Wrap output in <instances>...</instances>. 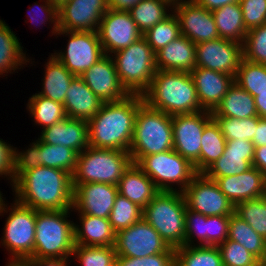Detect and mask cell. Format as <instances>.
<instances>
[{"label": "cell", "instance_id": "obj_50", "mask_svg": "<svg viewBox=\"0 0 266 266\" xmlns=\"http://www.w3.org/2000/svg\"><path fill=\"white\" fill-rule=\"evenodd\" d=\"M247 30L266 24V0H240Z\"/></svg>", "mask_w": 266, "mask_h": 266}, {"label": "cell", "instance_id": "obj_53", "mask_svg": "<svg viewBox=\"0 0 266 266\" xmlns=\"http://www.w3.org/2000/svg\"><path fill=\"white\" fill-rule=\"evenodd\" d=\"M0 139V176H8L13 184L14 147Z\"/></svg>", "mask_w": 266, "mask_h": 266}, {"label": "cell", "instance_id": "obj_18", "mask_svg": "<svg viewBox=\"0 0 266 266\" xmlns=\"http://www.w3.org/2000/svg\"><path fill=\"white\" fill-rule=\"evenodd\" d=\"M180 25L181 35L197 44L219 38L212 11L193 0H182L172 7Z\"/></svg>", "mask_w": 266, "mask_h": 266}, {"label": "cell", "instance_id": "obj_25", "mask_svg": "<svg viewBox=\"0 0 266 266\" xmlns=\"http://www.w3.org/2000/svg\"><path fill=\"white\" fill-rule=\"evenodd\" d=\"M157 70L190 73L196 67V44L179 36L155 53Z\"/></svg>", "mask_w": 266, "mask_h": 266}, {"label": "cell", "instance_id": "obj_9", "mask_svg": "<svg viewBox=\"0 0 266 266\" xmlns=\"http://www.w3.org/2000/svg\"><path fill=\"white\" fill-rule=\"evenodd\" d=\"M159 191L182 192L198 174L194 165L174 149L143 156L136 163ZM172 184L180 187L175 189Z\"/></svg>", "mask_w": 266, "mask_h": 266}, {"label": "cell", "instance_id": "obj_2", "mask_svg": "<svg viewBox=\"0 0 266 266\" xmlns=\"http://www.w3.org/2000/svg\"><path fill=\"white\" fill-rule=\"evenodd\" d=\"M143 103L140 94H130L120 101L103 103L88 122L90 146L129 152L136 113Z\"/></svg>", "mask_w": 266, "mask_h": 266}, {"label": "cell", "instance_id": "obj_42", "mask_svg": "<svg viewBox=\"0 0 266 266\" xmlns=\"http://www.w3.org/2000/svg\"><path fill=\"white\" fill-rule=\"evenodd\" d=\"M142 214V208L118 193L110 212L109 222L113 231L117 233L141 220Z\"/></svg>", "mask_w": 266, "mask_h": 266}, {"label": "cell", "instance_id": "obj_23", "mask_svg": "<svg viewBox=\"0 0 266 266\" xmlns=\"http://www.w3.org/2000/svg\"><path fill=\"white\" fill-rule=\"evenodd\" d=\"M190 74L195 84L199 104L203 110L209 112L216 109L234 82L232 75L202 67H195Z\"/></svg>", "mask_w": 266, "mask_h": 266}, {"label": "cell", "instance_id": "obj_12", "mask_svg": "<svg viewBox=\"0 0 266 266\" xmlns=\"http://www.w3.org/2000/svg\"><path fill=\"white\" fill-rule=\"evenodd\" d=\"M212 119V112L206 110L172 116L173 149L189 160L197 173H200L202 133Z\"/></svg>", "mask_w": 266, "mask_h": 266}, {"label": "cell", "instance_id": "obj_40", "mask_svg": "<svg viewBox=\"0 0 266 266\" xmlns=\"http://www.w3.org/2000/svg\"><path fill=\"white\" fill-rule=\"evenodd\" d=\"M172 13L143 34L154 53L181 36L179 20L174 12Z\"/></svg>", "mask_w": 266, "mask_h": 266}, {"label": "cell", "instance_id": "obj_60", "mask_svg": "<svg viewBox=\"0 0 266 266\" xmlns=\"http://www.w3.org/2000/svg\"><path fill=\"white\" fill-rule=\"evenodd\" d=\"M6 266H32L28 259H10Z\"/></svg>", "mask_w": 266, "mask_h": 266}, {"label": "cell", "instance_id": "obj_58", "mask_svg": "<svg viewBox=\"0 0 266 266\" xmlns=\"http://www.w3.org/2000/svg\"><path fill=\"white\" fill-rule=\"evenodd\" d=\"M32 266H67L68 261L59 259H34L28 258Z\"/></svg>", "mask_w": 266, "mask_h": 266}, {"label": "cell", "instance_id": "obj_35", "mask_svg": "<svg viewBox=\"0 0 266 266\" xmlns=\"http://www.w3.org/2000/svg\"><path fill=\"white\" fill-rule=\"evenodd\" d=\"M226 139L213 118L204 128L201 138L200 173L218 160L224 152Z\"/></svg>", "mask_w": 266, "mask_h": 266}, {"label": "cell", "instance_id": "obj_6", "mask_svg": "<svg viewBox=\"0 0 266 266\" xmlns=\"http://www.w3.org/2000/svg\"><path fill=\"white\" fill-rule=\"evenodd\" d=\"M186 203L180 191H159L143 209L142 218L147 221L169 244L184 246Z\"/></svg>", "mask_w": 266, "mask_h": 266}, {"label": "cell", "instance_id": "obj_39", "mask_svg": "<svg viewBox=\"0 0 266 266\" xmlns=\"http://www.w3.org/2000/svg\"><path fill=\"white\" fill-rule=\"evenodd\" d=\"M234 81L253 97L266 91V65L242 58Z\"/></svg>", "mask_w": 266, "mask_h": 266}, {"label": "cell", "instance_id": "obj_8", "mask_svg": "<svg viewBox=\"0 0 266 266\" xmlns=\"http://www.w3.org/2000/svg\"><path fill=\"white\" fill-rule=\"evenodd\" d=\"M113 58L121 84L130 94L142 95L157 71L155 53L144 37L125 49L114 52Z\"/></svg>", "mask_w": 266, "mask_h": 266}, {"label": "cell", "instance_id": "obj_49", "mask_svg": "<svg viewBox=\"0 0 266 266\" xmlns=\"http://www.w3.org/2000/svg\"><path fill=\"white\" fill-rule=\"evenodd\" d=\"M30 147L31 148H28L23 152H19L17 148L14 149L13 182L23 172L41 166L39 159L40 146L38 145V140L33 142Z\"/></svg>", "mask_w": 266, "mask_h": 266}, {"label": "cell", "instance_id": "obj_10", "mask_svg": "<svg viewBox=\"0 0 266 266\" xmlns=\"http://www.w3.org/2000/svg\"><path fill=\"white\" fill-rule=\"evenodd\" d=\"M8 211L1 243L11 259H28L34 250L36 210L15 200Z\"/></svg>", "mask_w": 266, "mask_h": 266}, {"label": "cell", "instance_id": "obj_63", "mask_svg": "<svg viewBox=\"0 0 266 266\" xmlns=\"http://www.w3.org/2000/svg\"><path fill=\"white\" fill-rule=\"evenodd\" d=\"M168 1L174 5V4L180 3L182 0H168Z\"/></svg>", "mask_w": 266, "mask_h": 266}, {"label": "cell", "instance_id": "obj_55", "mask_svg": "<svg viewBox=\"0 0 266 266\" xmlns=\"http://www.w3.org/2000/svg\"><path fill=\"white\" fill-rule=\"evenodd\" d=\"M252 166L261 171L266 178V146L255 147Z\"/></svg>", "mask_w": 266, "mask_h": 266}, {"label": "cell", "instance_id": "obj_3", "mask_svg": "<svg viewBox=\"0 0 266 266\" xmlns=\"http://www.w3.org/2000/svg\"><path fill=\"white\" fill-rule=\"evenodd\" d=\"M142 96L149 107L170 116L203 111L188 72L157 70Z\"/></svg>", "mask_w": 266, "mask_h": 266}, {"label": "cell", "instance_id": "obj_54", "mask_svg": "<svg viewBox=\"0 0 266 266\" xmlns=\"http://www.w3.org/2000/svg\"><path fill=\"white\" fill-rule=\"evenodd\" d=\"M251 142L255 147L266 146V118L258 116L257 128Z\"/></svg>", "mask_w": 266, "mask_h": 266}, {"label": "cell", "instance_id": "obj_46", "mask_svg": "<svg viewBox=\"0 0 266 266\" xmlns=\"http://www.w3.org/2000/svg\"><path fill=\"white\" fill-rule=\"evenodd\" d=\"M243 58L266 65V24L248 30L243 43Z\"/></svg>", "mask_w": 266, "mask_h": 266}, {"label": "cell", "instance_id": "obj_47", "mask_svg": "<svg viewBox=\"0 0 266 266\" xmlns=\"http://www.w3.org/2000/svg\"><path fill=\"white\" fill-rule=\"evenodd\" d=\"M194 237L198 238L199 246L207 245L206 216L187 209L184 245L191 246L192 242L195 241Z\"/></svg>", "mask_w": 266, "mask_h": 266}, {"label": "cell", "instance_id": "obj_22", "mask_svg": "<svg viewBox=\"0 0 266 266\" xmlns=\"http://www.w3.org/2000/svg\"><path fill=\"white\" fill-rule=\"evenodd\" d=\"M255 146L249 140L226 141L223 155L210 165L203 174L206 177L239 175L252 167Z\"/></svg>", "mask_w": 266, "mask_h": 266}, {"label": "cell", "instance_id": "obj_37", "mask_svg": "<svg viewBox=\"0 0 266 266\" xmlns=\"http://www.w3.org/2000/svg\"><path fill=\"white\" fill-rule=\"evenodd\" d=\"M27 108L36 124L45 129L67 117L64 105L37 93L28 100Z\"/></svg>", "mask_w": 266, "mask_h": 266}, {"label": "cell", "instance_id": "obj_52", "mask_svg": "<svg viewBox=\"0 0 266 266\" xmlns=\"http://www.w3.org/2000/svg\"><path fill=\"white\" fill-rule=\"evenodd\" d=\"M44 1V3H45V5L43 4V6H42V4L41 5H38V4H36L35 3V5H34V8L36 9V7H37V11H38V13H40L41 15H42V13H43V17H44V19H39V22L41 23V24H45V22L46 21H50V22H52L53 23V29H52V34H54V35H56L57 34V31L59 30V26H58V8L55 6V5H53V4H51V3H48L47 1H45V0H43ZM36 6V7H35ZM40 6V7H39ZM34 8L32 7V11H36V10H34ZM31 11V10H30ZM31 11V12H32ZM37 13V12H36ZM45 13V14H44ZM40 14H32V16H30L31 14H29V17H30V21L31 22H33V23H36V21H38V20H36V18H37V16L38 15H40ZM35 15H37V16H35ZM40 15V16H41ZM35 17V18H34ZM38 24V23H37Z\"/></svg>", "mask_w": 266, "mask_h": 266}, {"label": "cell", "instance_id": "obj_48", "mask_svg": "<svg viewBox=\"0 0 266 266\" xmlns=\"http://www.w3.org/2000/svg\"><path fill=\"white\" fill-rule=\"evenodd\" d=\"M175 261V248L145 257L117 256L115 266H171Z\"/></svg>", "mask_w": 266, "mask_h": 266}, {"label": "cell", "instance_id": "obj_34", "mask_svg": "<svg viewBox=\"0 0 266 266\" xmlns=\"http://www.w3.org/2000/svg\"><path fill=\"white\" fill-rule=\"evenodd\" d=\"M171 6L174 5L168 0H141L129 12L139 30L144 34L171 15L167 12V10L173 9Z\"/></svg>", "mask_w": 266, "mask_h": 266}, {"label": "cell", "instance_id": "obj_32", "mask_svg": "<svg viewBox=\"0 0 266 266\" xmlns=\"http://www.w3.org/2000/svg\"><path fill=\"white\" fill-rule=\"evenodd\" d=\"M16 34L11 31L5 21L0 20V75L14 73L20 66L30 62Z\"/></svg>", "mask_w": 266, "mask_h": 266}, {"label": "cell", "instance_id": "obj_31", "mask_svg": "<svg viewBox=\"0 0 266 266\" xmlns=\"http://www.w3.org/2000/svg\"><path fill=\"white\" fill-rule=\"evenodd\" d=\"M43 91L37 93L45 98L64 104L68 87L75 77L64 65L52 54L45 64Z\"/></svg>", "mask_w": 266, "mask_h": 266}, {"label": "cell", "instance_id": "obj_61", "mask_svg": "<svg viewBox=\"0 0 266 266\" xmlns=\"http://www.w3.org/2000/svg\"><path fill=\"white\" fill-rule=\"evenodd\" d=\"M3 197H2V194H1V192H0V215L2 214V213H8V211L6 210L7 208V206L5 205V201H4V199H2Z\"/></svg>", "mask_w": 266, "mask_h": 266}, {"label": "cell", "instance_id": "obj_20", "mask_svg": "<svg viewBox=\"0 0 266 266\" xmlns=\"http://www.w3.org/2000/svg\"><path fill=\"white\" fill-rule=\"evenodd\" d=\"M73 210L76 213L109 219L118 195L117 185L106 183L76 184L73 187Z\"/></svg>", "mask_w": 266, "mask_h": 266}, {"label": "cell", "instance_id": "obj_24", "mask_svg": "<svg viewBox=\"0 0 266 266\" xmlns=\"http://www.w3.org/2000/svg\"><path fill=\"white\" fill-rule=\"evenodd\" d=\"M39 139L46 144L68 147L79 154L90 146L88 122L66 117L43 129Z\"/></svg>", "mask_w": 266, "mask_h": 266}, {"label": "cell", "instance_id": "obj_28", "mask_svg": "<svg viewBox=\"0 0 266 266\" xmlns=\"http://www.w3.org/2000/svg\"><path fill=\"white\" fill-rule=\"evenodd\" d=\"M81 227L74 224V241L82 246H114L116 233L109 219L79 214Z\"/></svg>", "mask_w": 266, "mask_h": 266}, {"label": "cell", "instance_id": "obj_13", "mask_svg": "<svg viewBox=\"0 0 266 266\" xmlns=\"http://www.w3.org/2000/svg\"><path fill=\"white\" fill-rule=\"evenodd\" d=\"M187 209L205 216H230L235 206L221 192L217 183L198 173L182 191Z\"/></svg>", "mask_w": 266, "mask_h": 266}, {"label": "cell", "instance_id": "obj_44", "mask_svg": "<svg viewBox=\"0 0 266 266\" xmlns=\"http://www.w3.org/2000/svg\"><path fill=\"white\" fill-rule=\"evenodd\" d=\"M72 256L76 257L82 266H115L117 254L114 246H82L75 244Z\"/></svg>", "mask_w": 266, "mask_h": 266}, {"label": "cell", "instance_id": "obj_29", "mask_svg": "<svg viewBox=\"0 0 266 266\" xmlns=\"http://www.w3.org/2000/svg\"><path fill=\"white\" fill-rule=\"evenodd\" d=\"M212 115L244 119L258 116V113L254 97L234 81Z\"/></svg>", "mask_w": 266, "mask_h": 266}, {"label": "cell", "instance_id": "obj_45", "mask_svg": "<svg viewBox=\"0 0 266 266\" xmlns=\"http://www.w3.org/2000/svg\"><path fill=\"white\" fill-rule=\"evenodd\" d=\"M217 247L221 253L223 266H263L255 255L236 241L226 239Z\"/></svg>", "mask_w": 266, "mask_h": 266}, {"label": "cell", "instance_id": "obj_51", "mask_svg": "<svg viewBox=\"0 0 266 266\" xmlns=\"http://www.w3.org/2000/svg\"><path fill=\"white\" fill-rule=\"evenodd\" d=\"M230 216H206L207 245L218 246L228 239Z\"/></svg>", "mask_w": 266, "mask_h": 266}, {"label": "cell", "instance_id": "obj_64", "mask_svg": "<svg viewBox=\"0 0 266 266\" xmlns=\"http://www.w3.org/2000/svg\"><path fill=\"white\" fill-rule=\"evenodd\" d=\"M171 266H181L176 260L172 263Z\"/></svg>", "mask_w": 266, "mask_h": 266}, {"label": "cell", "instance_id": "obj_21", "mask_svg": "<svg viewBox=\"0 0 266 266\" xmlns=\"http://www.w3.org/2000/svg\"><path fill=\"white\" fill-rule=\"evenodd\" d=\"M207 178L217 183L221 192L234 206L239 202L266 195V178L254 166L239 175Z\"/></svg>", "mask_w": 266, "mask_h": 266}, {"label": "cell", "instance_id": "obj_65", "mask_svg": "<svg viewBox=\"0 0 266 266\" xmlns=\"http://www.w3.org/2000/svg\"><path fill=\"white\" fill-rule=\"evenodd\" d=\"M262 265H263V266H266V259H265V261L262 263Z\"/></svg>", "mask_w": 266, "mask_h": 266}, {"label": "cell", "instance_id": "obj_14", "mask_svg": "<svg viewBox=\"0 0 266 266\" xmlns=\"http://www.w3.org/2000/svg\"><path fill=\"white\" fill-rule=\"evenodd\" d=\"M117 256L145 257L166 252L170 246L143 218L115 236Z\"/></svg>", "mask_w": 266, "mask_h": 266}, {"label": "cell", "instance_id": "obj_27", "mask_svg": "<svg viewBox=\"0 0 266 266\" xmlns=\"http://www.w3.org/2000/svg\"><path fill=\"white\" fill-rule=\"evenodd\" d=\"M117 187L120 195L126 197L142 209L159 192L154 182L133 162L123 173Z\"/></svg>", "mask_w": 266, "mask_h": 266}, {"label": "cell", "instance_id": "obj_1", "mask_svg": "<svg viewBox=\"0 0 266 266\" xmlns=\"http://www.w3.org/2000/svg\"><path fill=\"white\" fill-rule=\"evenodd\" d=\"M11 185L15 200L22 205L36 211L72 212V175L64 170L39 166L23 172Z\"/></svg>", "mask_w": 266, "mask_h": 266}, {"label": "cell", "instance_id": "obj_26", "mask_svg": "<svg viewBox=\"0 0 266 266\" xmlns=\"http://www.w3.org/2000/svg\"><path fill=\"white\" fill-rule=\"evenodd\" d=\"M102 104L80 76L72 79L63 104L67 117L89 122Z\"/></svg>", "mask_w": 266, "mask_h": 266}, {"label": "cell", "instance_id": "obj_36", "mask_svg": "<svg viewBox=\"0 0 266 266\" xmlns=\"http://www.w3.org/2000/svg\"><path fill=\"white\" fill-rule=\"evenodd\" d=\"M175 260L181 266H223L217 246L191 245L175 248Z\"/></svg>", "mask_w": 266, "mask_h": 266}, {"label": "cell", "instance_id": "obj_62", "mask_svg": "<svg viewBox=\"0 0 266 266\" xmlns=\"http://www.w3.org/2000/svg\"><path fill=\"white\" fill-rule=\"evenodd\" d=\"M46 1L48 3L55 5L57 8H59L65 2V0H46Z\"/></svg>", "mask_w": 266, "mask_h": 266}, {"label": "cell", "instance_id": "obj_4", "mask_svg": "<svg viewBox=\"0 0 266 266\" xmlns=\"http://www.w3.org/2000/svg\"><path fill=\"white\" fill-rule=\"evenodd\" d=\"M69 211H36L34 250L29 258L69 260L75 247V223L67 219Z\"/></svg>", "mask_w": 266, "mask_h": 266}, {"label": "cell", "instance_id": "obj_41", "mask_svg": "<svg viewBox=\"0 0 266 266\" xmlns=\"http://www.w3.org/2000/svg\"><path fill=\"white\" fill-rule=\"evenodd\" d=\"M234 213L266 239V195L239 202L235 205Z\"/></svg>", "mask_w": 266, "mask_h": 266}, {"label": "cell", "instance_id": "obj_19", "mask_svg": "<svg viewBox=\"0 0 266 266\" xmlns=\"http://www.w3.org/2000/svg\"><path fill=\"white\" fill-rule=\"evenodd\" d=\"M80 77L103 103L120 101L130 95L121 84L109 54H105Z\"/></svg>", "mask_w": 266, "mask_h": 266}, {"label": "cell", "instance_id": "obj_43", "mask_svg": "<svg viewBox=\"0 0 266 266\" xmlns=\"http://www.w3.org/2000/svg\"><path fill=\"white\" fill-rule=\"evenodd\" d=\"M219 124L222 134L228 140L252 141L258 124V116L238 119L235 117L213 116Z\"/></svg>", "mask_w": 266, "mask_h": 266}, {"label": "cell", "instance_id": "obj_7", "mask_svg": "<svg viewBox=\"0 0 266 266\" xmlns=\"http://www.w3.org/2000/svg\"><path fill=\"white\" fill-rule=\"evenodd\" d=\"M131 163L132 159L127 151L88 146L77 156L72 186L86 183L118 185Z\"/></svg>", "mask_w": 266, "mask_h": 266}, {"label": "cell", "instance_id": "obj_17", "mask_svg": "<svg viewBox=\"0 0 266 266\" xmlns=\"http://www.w3.org/2000/svg\"><path fill=\"white\" fill-rule=\"evenodd\" d=\"M108 0H68L58 8V26L64 31H97Z\"/></svg>", "mask_w": 266, "mask_h": 266}, {"label": "cell", "instance_id": "obj_38", "mask_svg": "<svg viewBox=\"0 0 266 266\" xmlns=\"http://www.w3.org/2000/svg\"><path fill=\"white\" fill-rule=\"evenodd\" d=\"M40 146V165L64 170L71 175L75 172L78 154L68 147L52 145L42 142L38 138Z\"/></svg>", "mask_w": 266, "mask_h": 266}, {"label": "cell", "instance_id": "obj_15", "mask_svg": "<svg viewBox=\"0 0 266 266\" xmlns=\"http://www.w3.org/2000/svg\"><path fill=\"white\" fill-rule=\"evenodd\" d=\"M97 33L107 55L125 49L143 37L129 11L110 8L103 15Z\"/></svg>", "mask_w": 266, "mask_h": 266}, {"label": "cell", "instance_id": "obj_30", "mask_svg": "<svg viewBox=\"0 0 266 266\" xmlns=\"http://www.w3.org/2000/svg\"><path fill=\"white\" fill-rule=\"evenodd\" d=\"M219 37L243 44L248 30L243 22L240 3H232L212 11Z\"/></svg>", "mask_w": 266, "mask_h": 266}, {"label": "cell", "instance_id": "obj_11", "mask_svg": "<svg viewBox=\"0 0 266 266\" xmlns=\"http://www.w3.org/2000/svg\"><path fill=\"white\" fill-rule=\"evenodd\" d=\"M69 36L65 52L54 53L64 67L75 76H81L90 69L105 53L97 31H64L58 30L57 35Z\"/></svg>", "mask_w": 266, "mask_h": 266}, {"label": "cell", "instance_id": "obj_16", "mask_svg": "<svg viewBox=\"0 0 266 266\" xmlns=\"http://www.w3.org/2000/svg\"><path fill=\"white\" fill-rule=\"evenodd\" d=\"M243 58V44L221 37L196 44V67L235 77Z\"/></svg>", "mask_w": 266, "mask_h": 266}, {"label": "cell", "instance_id": "obj_56", "mask_svg": "<svg viewBox=\"0 0 266 266\" xmlns=\"http://www.w3.org/2000/svg\"><path fill=\"white\" fill-rule=\"evenodd\" d=\"M193 1L197 3L198 5H201L210 11L223 7L224 5H227V4L240 2V0H193Z\"/></svg>", "mask_w": 266, "mask_h": 266}, {"label": "cell", "instance_id": "obj_33", "mask_svg": "<svg viewBox=\"0 0 266 266\" xmlns=\"http://www.w3.org/2000/svg\"><path fill=\"white\" fill-rule=\"evenodd\" d=\"M228 239L244 246L262 263L266 259V239L235 213L230 215Z\"/></svg>", "mask_w": 266, "mask_h": 266}, {"label": "cell", "instance_id": "obj_57", "mask_svg": "<svg viewBox=\"0 0 266 266\" xmlns=\"http://www.w3.org/2000/svg\"><path fill=\"white\" fill-rule=\"evenodd\" d=\"M141 0H108V7L113 10L129 11Z\"/></svg>", "mask_w": 266, "mask_h": 266}, {"label": "cell", "instance_id": "obj_59", "mask_svg": "<svg viewBox=\"0 0 266 266\" xmlns=\"http://www.w3.org/2000/svg\"><path fill=\"white\" fill-rule=\"evenodd\" d=\"M254 101L258 116L266 118V91L258 92V96L254 97Z\"/></svg>", "mask_w": 266, "mask_h": 266}, {"label": "cell", "instance_id": "obj_5", "mask_svg": "<svg viewBox=\"0 0 266 266\" xmlns=\"http://www.w3.org/2000/svg\"><path fill=\"white\" fill-rule=\"evenodd\" d=\"M172 149V116L155 110L144 102L135 117L134 133L129 150L132 162L137 163L143 156Z\"/></svg>", "mask_w": 266, "mask_h": 266}]
</instances>
